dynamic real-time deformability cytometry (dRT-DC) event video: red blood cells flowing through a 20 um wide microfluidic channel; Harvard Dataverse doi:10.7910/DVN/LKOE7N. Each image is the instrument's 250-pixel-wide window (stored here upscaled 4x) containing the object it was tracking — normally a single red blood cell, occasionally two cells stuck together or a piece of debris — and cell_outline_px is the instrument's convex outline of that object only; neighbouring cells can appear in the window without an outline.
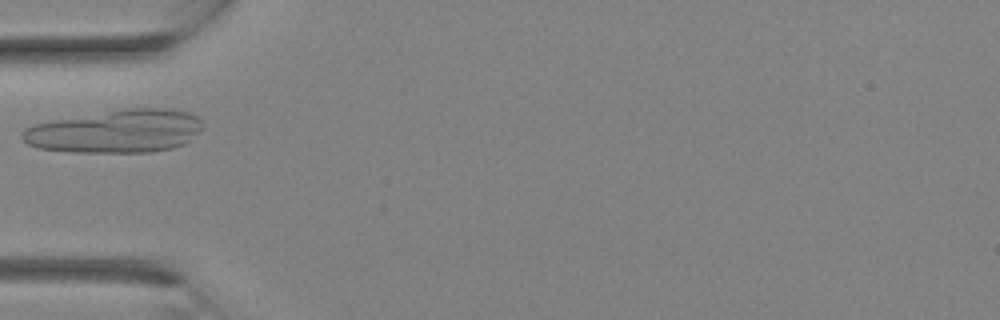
{"species": "Egyptian fruit bat (a non-hibernating species)", "species_latin": "Rousettus aegyptiacus", "temperature_condition": "room temperature", "stored_images_in_passage": 7, "camera_frame_rate_fps": 3000, "um_per_image_px": 0.085, "animal": {"sex": "female"}, "frame": {"image": 1, "passage_image": 6, "time_ms": 1.667, "image_size_px": [1000, 320], "cell_outline_px": [[204, 128], [200, 132], [184, 144], [172, 148], [152, 152], [72, 152], [40, 148], [28, 144], [20, 136], [24, 128], [32, 124], [52, 120], [124, 108], [168, 108], [188, 112], [200, 116], [204, 124]], "centroid_in_image_um": [9.9, 11.15], "position_along_channel_um": 75.1, "area_um2": 45.72}}